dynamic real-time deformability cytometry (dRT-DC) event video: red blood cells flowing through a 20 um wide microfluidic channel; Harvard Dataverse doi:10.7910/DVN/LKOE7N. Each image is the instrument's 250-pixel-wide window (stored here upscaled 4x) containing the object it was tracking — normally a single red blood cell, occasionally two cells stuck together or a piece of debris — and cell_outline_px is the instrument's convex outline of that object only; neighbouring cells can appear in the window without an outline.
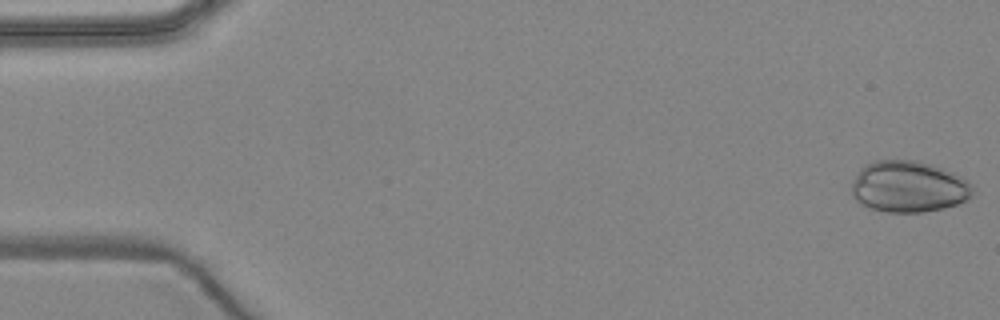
{"species": "common noctule bat (a hibernating species)", "species_latin": "Nyctalus noctula", "temperature_condition": "warm", "stored_images_in_passage": 4, "camera_frame_rate_fps": 3000, "um_per_image_px": 0.085, "animal": {"sex": "female", "body_mass_g": 24.6, "forearm_length_mm": 56.2}, "frame": {"image": 1, "passage_image": 1, "time_ms": 0.0, "image_size_px": [1000, 320], "cell_outline_px": [[972, 192], [968, 200], [944, 208], [924, 212], [888, 212], [868, 208], [856, 200], [852, 196], [852, 184], [860, 168], [864, 164], [876, 160], [916, 160], [952, 172], [960, 176], [972, 188]], "centroid_in_image_um": [77.18, 15.87], "position_along_channel_um": 7.8, "area_um2": 36.01}}